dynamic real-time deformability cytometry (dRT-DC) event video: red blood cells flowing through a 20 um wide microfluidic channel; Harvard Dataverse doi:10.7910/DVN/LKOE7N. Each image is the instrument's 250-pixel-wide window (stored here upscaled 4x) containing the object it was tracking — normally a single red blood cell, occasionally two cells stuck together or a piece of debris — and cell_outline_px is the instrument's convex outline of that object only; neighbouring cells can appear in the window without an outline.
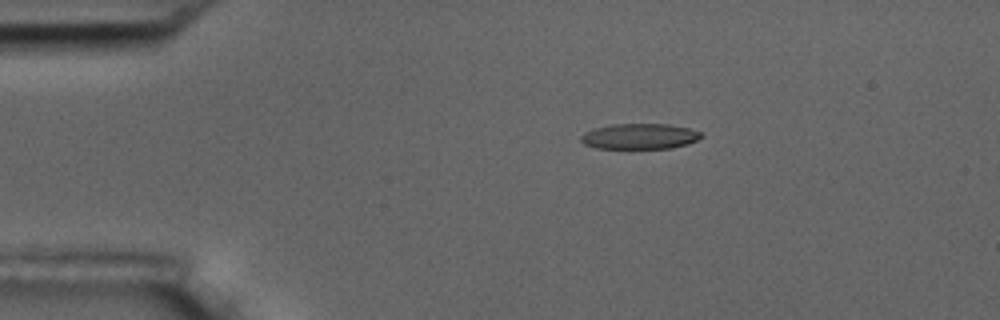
{"species": "common noctule bat (a hibernating species)", "species_latin": "Nyctalus noctula", "temperature_condition": "room temperature", "stored_images_in_passage": 3, "camera_frame_rate_fps": 3000, "um_per_image_px": 0.085, "animal": {"sex": "male", "body_mass_g": 17.5, "forearm_length_mm": 52.3}, "frame": {"image": 1, "passage_image": 1, "time_ms": 0.0, "image_size_px": [1000, 320], "cell_outline_px": [[704, 136], [688, 144], [672, 148], [596, 148], [584, 144], [580, 140], [580, 136], [584, 132], [592, 128], [612, 124], [668, 124], [688, 128], [700, 132]], "centroid_in_image_um": [54.34, 11.58], "position_along_channel_um": 30.7, "area_um2": 17.98}}
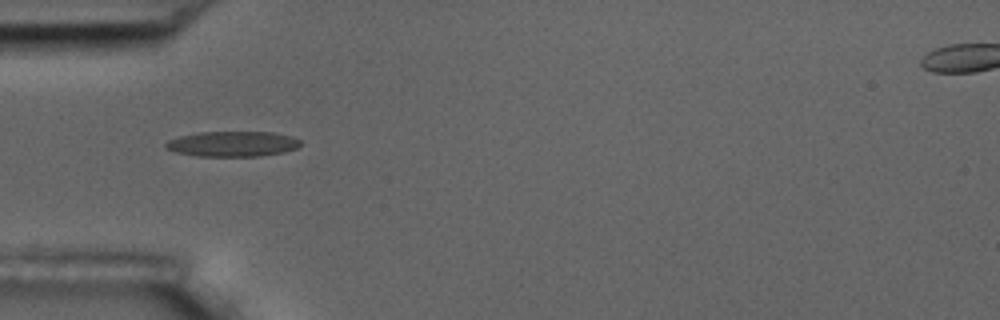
{"frame": {"image": 2, "passage_image": 3, "time_ms": 2.333, "image_size_px": [1000, 320], "cell_outline_px": [[300, 144], [296, 148], [284, 152], [260, 156], [196, 156], [176, 152], [164, 148], [164, 144], [168, 140], [180, 136], [200, 132], [272, 132], [292, 136], [300, 140]], "centroid_in_image_um": [19.75, 12.23], "position_along_channel_um": 65.3, "area_um2": 19.88}}